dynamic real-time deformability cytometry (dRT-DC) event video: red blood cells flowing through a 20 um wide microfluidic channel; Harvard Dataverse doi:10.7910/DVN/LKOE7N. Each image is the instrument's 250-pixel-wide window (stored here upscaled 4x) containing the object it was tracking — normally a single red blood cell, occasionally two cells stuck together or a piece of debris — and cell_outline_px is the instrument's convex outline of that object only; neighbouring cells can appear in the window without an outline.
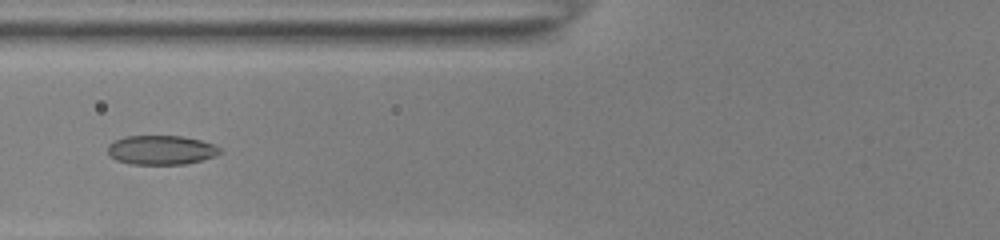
{"species": "common noctule bat (a hibernating species)", "species_latin": "Nyctalus noctula", "temperature_condition": "room temperature", "stored_images_in_passage": 27, "camera_frame_rate_fps": 3000, "um_per_image_px": 0.085, "animal": {"sex": "female", "body_mass_g": 22.0, "forearm_length_mm": 56.7}, "frame": {"image": 1, "passage_image": 8, "time_ms": 2.333, "image_size_px": [1000, 240], "cell_outline_px": [[224, 152], [216, 156], [184, 164], [132, 164], [116, 160], [108, 152], [108, 144], [112, 140], [124, 136], [184, 136], [200, 140], [212, 144], [220, 148]], "centroid_in_image_um": [13.7, 12.74], "position_along_channel_um": 112.1, "area_um2": 19.19}}